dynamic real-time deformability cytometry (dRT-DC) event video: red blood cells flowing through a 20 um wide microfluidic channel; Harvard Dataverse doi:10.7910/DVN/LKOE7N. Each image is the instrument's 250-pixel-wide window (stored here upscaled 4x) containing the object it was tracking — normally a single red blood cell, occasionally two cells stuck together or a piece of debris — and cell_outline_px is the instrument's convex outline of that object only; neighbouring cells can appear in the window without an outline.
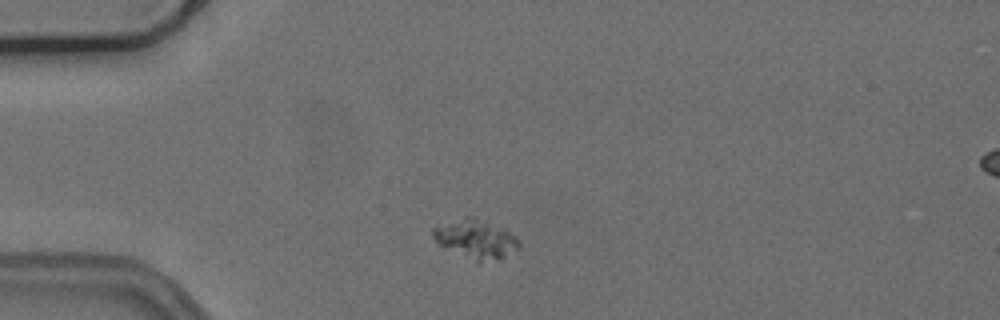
{"species": "common noctule bat (a hibernating species)", "species_latin": "Nyctalus noctula", "temperature_condition": "cold", "stored_images_in_passage": 47, "camera_frame_rate_fps": 3000, "um_per_image_px": 0.085, "animal": {"sex": "female", "body_mass_g": 24.6, "forearm_length_mm": 56.2}, "frame": {"image": 1, "passage_image": 5, "time_ms": 1.333, "image_size_px": [1000, 320], "cell_outline_px": [[520, 248], [500, 260], [476, 264], [440, 244], [432, 236], [432, 228], [464, 216], [472, 216], [504, 228], [516, 236], [520, 244]], "centroid_in_image_um": [40.48, 20.36], "position_along_channel_um": 44.5, "area_um2": 19.88}}
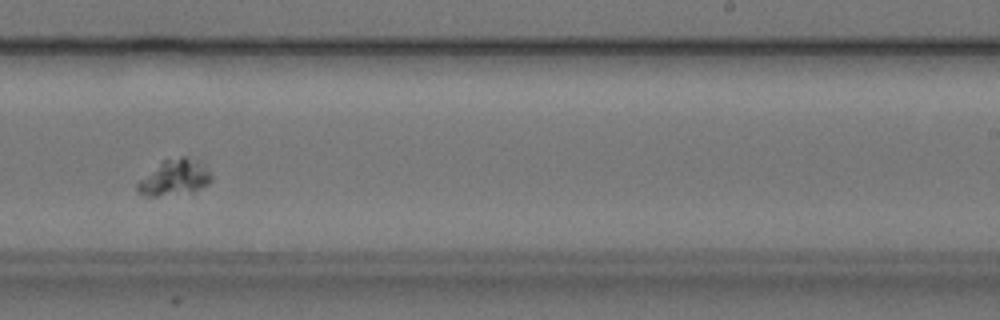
{"frame": {"image": 2, "passage_image": 26, "time_ms": 8.333, "image_size_px": [1000, 320], "cell_outline_px": [[212, 180], [208, 184], [192, 192], [156, 196], [148, 196], [136, 192], [136, 184], [140, 180], [164, 160], [180, 156], [184, 156], [200, 160], [204, 164], [212, 176]], "centroid_in_image_um": [14.87, 15.09], "position_along_channel_um": 274.1, "area_um2": 15.32}}
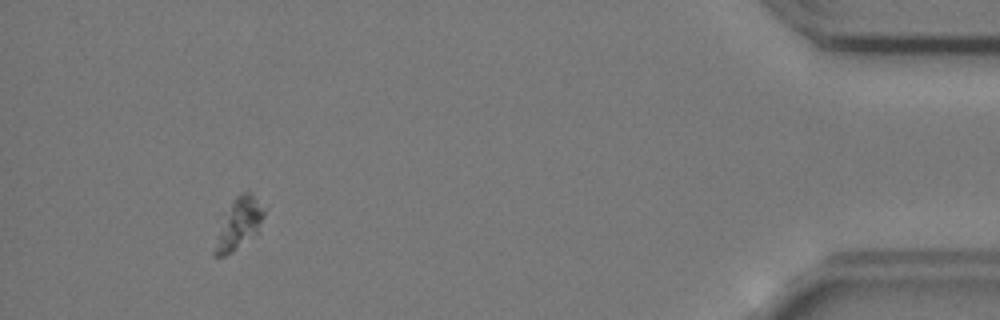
{"frame": {"image": 3, "passage_image": 43, "time_ms": 14.0, "image_size_px": [1000, 320], "cell_outline_px": [[268, 208], [260, 232], [256, 236], [232, 252], [224, 256], [212, 256], [212, 252], [224, 212], [236, 196], [240, 192], [248, 192]], "centroid_in_image_um": [20.36, 19.03], "position_along_channel_um": 414.8, "area_um2": 15.26}}